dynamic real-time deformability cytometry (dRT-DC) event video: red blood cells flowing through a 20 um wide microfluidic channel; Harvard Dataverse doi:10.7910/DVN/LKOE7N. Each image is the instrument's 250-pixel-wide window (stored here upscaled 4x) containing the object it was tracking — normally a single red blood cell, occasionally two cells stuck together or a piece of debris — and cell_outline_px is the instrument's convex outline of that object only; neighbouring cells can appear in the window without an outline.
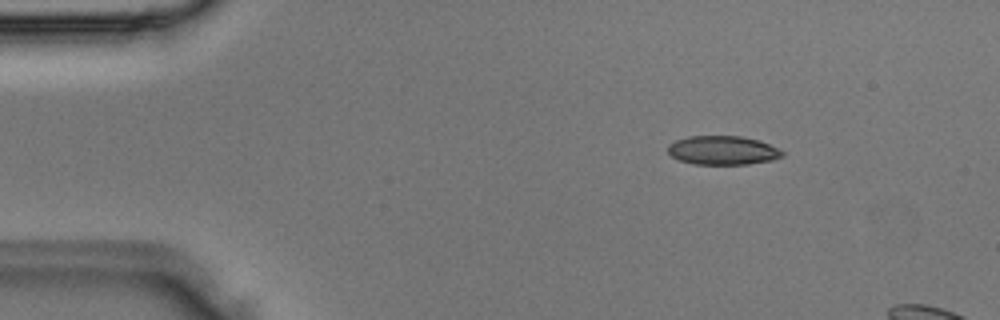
{"species": "Egyptian fruit bat (a non-hibernating species)", "species_latin": "Rousettus aegyptiacus", "temperature_condition": "room temperature", "stored_images_in_passage": 3, "camera_frame_rate_fps": 3000, "um_per_image_px": 0.085, "animal": {"sex": "male"}, "frame": {"image": 1, "passage_image": 1, "time_ms": 0.0, "image_size_px": [1000, 320], "cell_outline_px": [[784, 156], [772, 160], [748, 164], [692, 164], [680, 160], [672, 156], [668, 152], [668, 144], [676, 140], [688, 136], [740, 136], [760, 140], [784, 152]], "centroid_in_image_um": [61.42, 12.77], "position_along_channel_um": 23.6, "area_um2": 19.25}}